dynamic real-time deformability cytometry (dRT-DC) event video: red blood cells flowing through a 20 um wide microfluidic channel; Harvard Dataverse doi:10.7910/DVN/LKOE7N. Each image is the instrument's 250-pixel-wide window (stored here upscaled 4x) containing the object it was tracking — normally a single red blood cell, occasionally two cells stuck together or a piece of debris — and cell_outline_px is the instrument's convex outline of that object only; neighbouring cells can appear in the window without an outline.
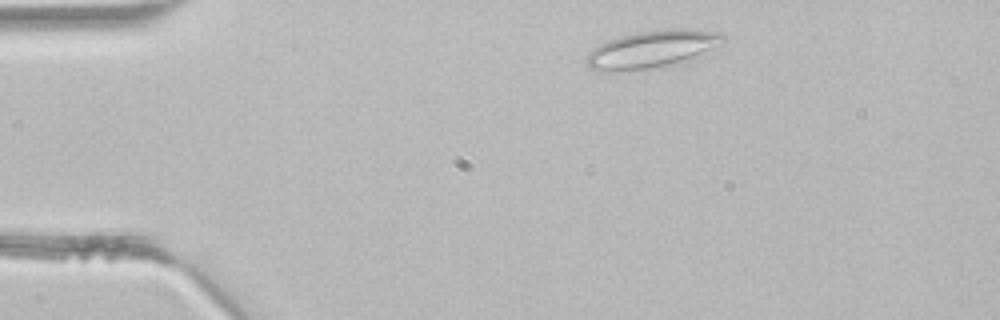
{"species": "common noctule bat (a hibernating species)", "species_latin": "Nyctalus noctula", "temperature_condition": "room temperature", "stored_images_in_passage": 2, "camera_frame_rate_fps": 3000, "um_per_image_px": 0.085, "animal": {"sex": "male", "body_mass_g": 21.5, "forearm_length_mm": 52.0}, "frame": {"image": 1, "passage_image": 1, "time_ms": 0.0, "image_size_px": [1000, 320], "cell_outline_px": [[728, 40], [692, 56], [668, 64], [648, 68], [620, 72], [608, 72], [588, 68], [588, 52], [592, 48], [608, 40], [620, 36], [636, 32], [664, 28], [688, 28], [720, 32]], "centroid_in_image_um": [55.35, 4.14], "position_along_channel_um": 29.6, "area_um2": 29.25}}